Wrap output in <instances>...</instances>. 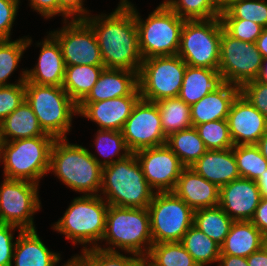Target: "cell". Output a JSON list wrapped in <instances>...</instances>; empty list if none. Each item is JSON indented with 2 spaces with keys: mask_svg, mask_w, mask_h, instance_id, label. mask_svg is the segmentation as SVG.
<instances>
[{
  "mask_svg": "<svg viewBox=\"0 0 267 266\" xmlns=\"http://www.w3.org/2000/svg\"><path fill=\"white\" fill-rule=\"evenodd\" d=\"M94 30L105 68L139 72L143 58L139 50L134 6L128 0L110 15L88 16L84 19Z\"/></svg>",
  "mask_w": 267,
  "mask_h": 266,
  "instance_id": "1",
  "label": "cell"
},
{
  "mask_svg": "<svg viewBox=\"0 0 267 266\" xmlns=\"http://www.w3.org/2000/svg\"><path fill=\"white\" fill-rule=\"evenodd\" d=\"M101 192L109 205L127 208H148L155 194L135 153L102 167Z\"/></svg>",
  "mask_w": 267,
  "mask_h": 266,
  "instance_id": "2",
  "label": "cell"
},
{
  "mask_svg": "<svg viewBox=\"0 0 267 266\" xmlns=\"http://www.w3.org/2000/svg\"><path fill=\"white\" fill-rule=\"evenodd\" d=\"M54 172L65 185L84 195H99L102 166L85 147L56 139L50 153L49 172Z\"/></svg>",
  "mask_w": 267,
  "mask_h": 266,
  "instance_id": "3",
  "label": "cell"
},
{
  "mask_svg": "<svg viewBox=\"0 0 267 266\" xmlns=\"http://www.w3.org/2000/svg\"><path fill=\"white\" fill-rule=\"evenodd\" d=\"M25 100L45 134L55 139L66 138L78 109L62 86L25 82Z\"/></svg>",
  "mask_w": 267,
  "mask_h": 266,
  "instance_id": "4",
  "label": "cell"
},
{
  "mask_svg": "<svg viewBox=\"0 0 267 266\" xmlns=\"http://www.w3.org/2000/svg\"><path fill=\"white\" fill-rule=\"evenodd\" d=\"M100 195H82L74 198L60 220L53 228L71 239L73 244L92 243L91 248H97V241L104 236L106 229V215L109 204ZM97 244V245H96Z\"/></svg>",
  "mask_w": 267,
  "mask_h": 266,
  "instance_id": "5",
  "label": "cell"
},
{
  "mask_svg": "<svg viewBox=\"0 0 267 266\" xmlns=\"http://www.w3.org/2000/svg\"><path fill=\"white\" fill-rule=\"evenodd\" d=\"M102 240L144 259L153 244L148 208L109 205Z\"/></svg>",
  "mask_w": 267,
  "mask_h": 266,
  "instance_id": "6",
  "label": "cell"
},
{
  "mask_svg": "<svg viewBox=\"0 0 267 266\" xmlns=\"http://www.w3.org/2000/svg\"><path fill=\"white\" fill-rule=\"evenodd\" d=\"M55 140L52 136H37L2 142L4 178L39 184V179L49 172L50 153Z\"/></svg>",
  "mask_w": 267,
  "mask_h": 266,
  "instance_id": "7",
  "label": "cell"
},
{
  "mask_svg": "<svg viewBox=\"0 0 267 266\" xmlns=\"http://www.w3.org/2000/svg\"><path fill=\"white\" fill-rule=\"evenodd\" d=\"M138 29L139 50L144 59L177 55L185 20L164 2L144 21L134 7ZM143 20V21H142Z\"/></svg>",
  "mask_w": 267,
  "mask_h": 266,
  "instance_id": "8",
  "label": "cell"
},
{
  "mask_svg": "<svg viewBox=\"0 0 267 266\" xmlns=\"http://www.w3.org/2000/svg\"><path fill=\"white\" fill-rule=\"evenodd\" d=\"M222 28L220 17L185 20L177 55L189 66L218 70Z\"/></svg>",
  "mask_w": 267,
  "mask_h": 266,
  "instance_id": "9",
  "label": "cell"
},
{
  "mask_svg": "<svg viewBox=\"0 0 267 266\" xmlns=\"http://www.w3.org/2000/svg\"><path fill=\"white\" fill-rule=\"evenodd\" d=\"M148 211L153 243L181 242L193 225L194 211L173 191L155 192Z\"/></svg>",
  "mask_w": 267,
  "mask_h": 266,
  "instance_id": "10",
  "label": "cell"
},
{
  "mask_svg": "<svg viewBox=\"0 0 267 266\" xmlns=\"http://www.w3.org/2000/svg\"><path fill=\"white\" fill-rule=\"evenodd\" d=\"M186 66L178 55L144 59L138 72L141 99L157 102L178 97Z\"/></svg>",
  "mask_w": 267,
  "mask_h": 266,
  "instance_id": "11",
  "label": "cell"
},
{
  "mask_svg": "<svg viewBox=\"0 0 267 266\" xmlns=\"http://www.w3.org/2000/svg\"><path fill=\"white\" fill-rule=\"evenodd\" d=\"M262 60L256 43L236 39L222 28L218 71L225 83L241 88L245 83L255 80Z\"/></svg>",
  "mask_w": 267,
  "mask_h": 266,
  "instance_id": "12",
  "label": "cell"
},
{
  "mask_svg": "<svg viewBox=\"0 0 267 266\" xmlns=\"http://www.w3.org/2000/svg\"><path fill=\"white\" fill-rule=\"evenodd\" d=\"M38 184L27 180L4 178L0 185V214L2 224L22 230H34L33 215L41 207Z\"/></svg>",
  "mask_w": 267,
  "mask_h": 266,
  "instance_id": "13",
  "label": "cell"
},
{
  "mask_svg": "<svg viewBox=\"0 0 267 266\" xmlns=\"http://www.w3.org/2000/svg\"><path fill=\"white\" fill-rule=\"evenodd\" d=\"M51 34L61 46L66 66H104L95 32L84 19H71Z\"/></svg>",
  "mask_w": 267,
  "mask_h": 266,
  "instance_id": "14",
  "label": "cell"
},
{
  "mask_svg": "<svg viewBox=\"0 0 267 266\" xmlns=\"http://www.w3.org/2000/svg\"><path fill=\"white\" fill-rule=\"evenodd\" d=\"M122 134L131 153L165 145L167 137L163 132L157 104L140 99L125 122Z\"/></svg>",
  "mask_w": 267,
  "mask_h": 266,
  "instance_id": "15",
  "label": "cell"
},
{
  "mask_svg": "<svg viewBox=\"0 0 267 266\" xmlns=\"http://www.w3.org/2000/svg\"><path fill=\"white\" fill-rule=\"evenodd\" d=\"M146 181L156 192L173 191L185 166L165 144L135 152Z\"/></svg>",
  "mask_w": 267,
  "mask_h": 266,
  "instance_id": "16",
  "label": "cell"
},
{
  "mask_svg": "<svg viewBox=\"0 0 267 266\" xmlns=\"http://www.w3.org/2000/svg\"><path fill=\"white\" fill-rule=\"evenodd\" d=\"M227 122L234 146L257 144L267 132V119L241 93L232 102Z\"/></svg>",
  "mask_w": 267,
  "mask_h": 266,
  "instance_id": "17",
  "label": "cell"
},
{
  "mask_svg": "<svg viewBox=\"0 0 267 266\" xmlns=\"http://www.w3.org/2000/svg\"><path fill=\"white\" fill-rule=\"evenodd\" d=\"M260 200L257 182L239 178L220 187L218 205L234 221H251Z\"/></svg>",
  "mask_w": 267,
  "mask_h": 266,
  "instance_id": "18",
  "label": "cell"
},
{
  "mask_svg": "<svg viewBox=\"0 0 267 266\" xmlns=\"http://www.w3.org/2000/svg\"><path fill=\"white\" fill-rule=\"evenodd\" d=\"M141 96H123L98 102H80L78 114L98 124L102 130L122 131Z\"/></svg>",
  "mask_w": 267,
  "mask_h": 266,
  "instance_id": "19",
  "label": "cell"
},
{
  "mask_svg": "<svg viewBox=\"0 0 267 266\" xmlns=\"http://www.w3.org/2000/svg\"><path fill=\"white\" fill-rule=\"evenodd\" d=\"M48 35L42 44L38 43L42 45L38 63L35 68L26 70V82L62 86L66 65L61 46L51 33Z\"/></svg>",
  "mask_w": 267,
  "mask_h": 266,
  "instance_id": "20",
  "label": "cell"
},
{
  "mask_svg": "<svg viewBox=\"0 0 267 266\" xmlns=\"http://www.w3.org/2000/svg\"><path fill=\"white\" fill-rule=\"evenodd\" d=\"M123 96H141L138 73L126 69L104 68L96 84L81 102H98Z\"/></svg>",
  "mask_w": 267,
  "mask_h": 266,
  "instance_id": "21",
  "label": "cell"
},
{
  "mask_svg": "<svg viewBox=\"0 0 267 266\" xmlns=\"http://www.w3.org/2000/svg\"><path fill=\"white\" fill-rule=\"evenodd\" d=\"M173 192L193 211L215 207L219 204L220 188L190 167L182 170Z\"/></svg>",
  "mask_w": 267,
  "mask_h": 266,
  "instance_id": "22",
  "label": "cell"
},
{
  "mask_svg": "<svg viewBox=\"0 0 267 266\" xmlns=\"http://www.w3.org/2000/svg\"><path fill=\"white\" fill-rule=\"evenodd\" d=\"M190 168L219 188L240 178L233 147L207 150Z\"/></svg>",
  "mask_w": 267,
  "mask_h": 266,
  "instance_id": "23",
  "label": "cell"
},
{
  "mask_svg": "<svg viewBox=\"0 0 267 266\" xmlns=\"http://www.w3.org/2000/svg\"><path fill=\"white\" fill-rule=\"evenodd\" d=\"M240 87L225 83L220 89L211 92L191 105L192 127L210 122L227 119L230 107Z\"/></svg>",
  "mask_w": 267,
  "mask_h": 266,
  "instance_id": "24",
  "label": "cell"
},
{
  "mask_svg": "<svg viewBox=\"0 0 267 266\" xmlns=\"http://www.w3.org/2000/svg\"><path fill=\"white\" fill-rule=\"evenodd\" d=\"M15 266H55L60 254L50 251L40 240L37 230H19L13 259Z\"/></svg>",
  "mask_w": 267,
  "mask_h": 266,
  "instance_id": "25",
  "label": "cell"
},
{
  "mask_svg": "<svg viewBox=\"0 0 267 266\" xmlns=\"http://www.w3.org/2000/svg\"><path fill=\"white\" fill-rule=\"evenodd\" d=\"M224 84L223 76L218 70L187 65L178 97L191 106Z\"/></svg>",
  "mask_w": 267,
  "mask_h": 266,
  "instance_id": "26",
  "label": "cell"
},
{
  "mask_svg": "<svg viewBox=\"0 0 267 266\" xmlns=\"http://www.w3.org/2000/svg\"><path fill=\"white\" fill-rule=\"evenodd\" d=\"M262 233L251 221H234L220 246L221 255L248 257L262 247Z\"/></svg>",
  "mask_w": 267,
  "mask_h": 266,
  "instance_id": "27",
  "label": "cell"
},
{
  "mask_svg": "<svg viewBox=\"0 0 267 266\" xmlns=\"http://www.w3.org/2000/svg\"><path fill=\"white\" fill-rule=\"evenodd\" d=\"M0 136L2 142H8L51 135L44 133L30 105L24 100L19 107L0 122ZM9 137L11 140L8 139Z\"/></svg>",
  "mask_w": 267,
  "mask_h": 266,
  "instance_id": "28",
  "label": "cell"
},
{
  "mask_svg": "<svg viewBox=\"0 0 267 266\" xmlns=\"http://www.w3.org/2000/svg\"><path fill=\"white\" fill-rule=\"evenodd\" d=\"M104 68L93 65L66 66L62 87L78 105L96 84Z\"/></svg>",
  "mask_w": 267,
  "mask_h": 266,
  "instance_id": "29",
  "label": "cell"
},
{
  "mask_svg": "<svg viewBox=\"0 0 267 266\" xmlns=\"http://www.w3.org/2000/svg\"><path fill=\"white\" fill-rule=\"evenodd\" d=\"M166 145L185 167L193 165L208 150L195 127L169 135L166 138Z\"/></svg>",
  "mask_w": 267,
  "mask_h": 266,
  "instance_id": "30",
  "label": "cell"
},
{
  "mask_svg": "<svg viewBox=\"0 0 267 266\" xmlns=\"http://www.w3.org/2000/svg\"><path fill=\"white\" fill-rule=\"evenodd\" d=\"M234 220L218 205L194 211L193 225L220 246Z\"/></svg>",
  "mask_w": 267,
  "mask_h": 266,
  "instance_id": "31",
  "label": "cell"
},
{
  "mask_svg": "<svg viewBox=\"0 0 267 266\" xmlns=\"http://www.w3.org/2000/svg\"><path fill=\"white\" fill-rule=\"evenodd\" d=\"M166 137L192 127L191 106L179 97L165 98L155 102Z\"/></svg>",
  "mask_w": 267,
  "mask_h": 266,
  "instance_id": "32",
  "label": "cell"
},
{
  "mask_svg": "<svg viewBox=\"0 0 267 266\" xmlns=\"http://www.w3.org/2000/svg\"><path fill=\"white\" fill-rule=\"evenodd\" d=\"M143 266H198L181 242L153 243Z\"/></svg>",
  "mask_w": 267,
  "mask_h": 266,
  "instance_id": "33",
  "label": "cell"
},
{
  "mask_svg": "<svg viewBox=\"0 0 267 266\" xmlns=\"http://www.w3.org/2000/svg\"><path fill=\"white\" fill-rule=\"evenodd\" d=\"M182 245L192 256L198 266L219 262L221 255L220 245L205 235L196 226L192 225L183 235Z\"/></svg>",
  "mask_w": 267,
  "mask_h": 266,
  "instance_id": "34",
  "label": "cell"
},
{
  "mask_svg": "<svg viewBox=\"0 0 267 266\" xmlns=\"http://www.w3.org/2000/svg\"><path fill=\"white\" fill-rule=\"evenodd\" d=\"M240 178L256 181L267 169V160L256 144L233 146Z\"/></svg>",
  "mask_w": 267,
  "mask_h": 266,
  "instance_id": "35",
  "label": "cell"
},
{
  "mask_svg": "<svg viewBox=\"0 0 267 266\" xmlns=\"http://www.w3.org/2000/svg\"><path fill=\"white\" fill-rule=\"evenodd\" d=\"M94 144H96L97 151L100 153V155L108 158V160L104 159V161H101L90 152V154L102 167L113 164L114 162L131 154V151L126 145L122 131L99 129L97 130V136ZM121 150L124 151V153L121 154L118 159L111 158L114 155L118 156Z\"/></svg>",
  "mask_w": 267,
  "mask_h": 266,
  "instance_id": "36",
  "label": "cell"
},
{
  "mask_svg": "<svg viewBox=\"0 0 267 266\" xmlns=\"http://www.w3.org/2000/svg\"><path fill=\"white\" fill-rule=\"evenodd\" d=\"M220 19H246L266 28L267 1L232 0L229 7L220 13Z\"/></svg>",
  "mask_w": 267,
  "mask_h": 266,
  "instance_id": "37",
  "label": "cell"
},
{
  "mask_svg": "<svg viewBox=\"0 0 267 266\" xmlns=\"http://www.w3.org/2000/svg\"><path fill=\"white\" fill-rule=\"evenodd\" d=\"M80 256L86 261L88 266H143V259L133 254V257H126L113 247L88 248L82 251Z\"/></svg>",
  "mask_w": 267,
  "mask_h": 266,
  "instance_id": "38",
  "label": "cell"
},
{
  "mask_svg": "<svg viewBox=\"0 0 267 266\" xmlns=\"http://www.w3.org/2000/svg\"><path fill=\"white\" fill-rule=\"evenodd\" d=\"M31 42L29 37L15 41L0 40V86L13 85V83H7V79L16 70L23 52Z\"/></svg>",
  "mask_w": 267,
  "mask_h": 266,
  "instance_id": "39",
  "label": "cell"
},
{
  "mask_svg": "<svg viewBox=\"0 0 267 266\" xmlns=\"http://www.w3.org/2000/svg\"><path fill=\"white\" fill-rule=\"evenodd\" d=\"M194 127L208 150H225L234 146L227 119L210 121Z\"/></svg>",
  "mask_w": 267,
  "mask_h": 266,
  "instance_id": "40",
  "label": "cell"
},
{
  "mask_svg": "<svg viewBox=\"0 0 267 266\" xmlns=\"http://www.w3.org/2000/svg\"><path fill=\"white\" fill-rule=\"evenodd\" d=\"M164 3L184 20H205L220 17L209 0H167Z\"/></svg>",
  "mask_w": 267,
  "mask_h": 266,
  "instance_id": "41",
  "label": "cell"
},
{
  "mask_svg": "<svg viewBox=\"0 0 267 266\" xmlns=\"http://www.w3.org/2000/svg\"><path fill=\"white\" fill-rule=\"evenodd\" d=\"M26 70L16 84L0 86V122L25 100Z\"/></svg>",
  "mask_w": 267,
  "mask_h": 266,
  "instance_id": "42",
  "label": "cell"
},
{
  "mask_svg": "<svg viewBox=\"0 0 267 266\" xmlns=\"http://www.w3.org/2000/svg\"><path fill=\"white\" fill-rule=\"evenodd\" d=\"M223 29L232 37L248 43H256L264 29L250 20L221 19Z\"/></svg>",
  "mask_w": 267,
  "mask_h": 266,
  "instance_id": "43",
  "label": "cell"
},
{
  "mask_svg": "<svg viewBox=\"0 0 267 266\" xmlns=\"http://www.w3.org/2000/svg\"><path fill=\"white\" fill-rule=\"evenodd\" d=\"M240 93L267 119V84L252 80L240 88Z\"/></svg>",
  "mask_w": 267,
  "mask_h": 266,
  "instance_id": "44",
  "label": "cell"
},
{
  "mask_svg": "<svg viewBox=\"0 0 267 266\" xmlns=\"http://www.w3.org/2000/svg\"><path fill=\"white\" fill-rule=\"evenodd\" d=\"M21 228L11 224L0 225V266H13L12 259L16 242H13L14 229Z\"/></svg>",
  "mask_w": 267,
  "mask_h": 266,
  "instance_id": "45",
  "label": "cell"
},
{
  "mask_svg": "<svg viewBox=\"0 0 267 266\" xmlns=\"http://www.w3.org/2000/svg\"><path fill=\"white\" fill-rule=\"evenodd\" d=\"M20 0H0V40H10Z\"/></svg>",
  "mask_w": 267,
  "mask_h": 266,
  "instance_id": "46",
  "label": "cell"
},
{
  "mask_svg": "<svg viewBox=\"0 0 267 266\" xmlns=\"http://www.w3.org/2000/svg\"><path fill=\"white\" fill-rule=\"evenodd\" d=\"M83 2V0H59L60 14L63 15L65 24L67 23L66 19L68 17H72L73 19H85L89 16V12L83 6Z\"/></svg>",
  "mask_w": 267,
  "mask_h": 266,
  "instance_id": "47",
  "label": "cell"
},
{
  "mask_svg": "<svg viewBox=\"0 0 267 266\" xmlns=\"http://www.w3.org/2000/svg\"><path fill=\"white\" fill-rule=\"evenodd\" d=\"M30 5L45 18L60 15L59 0H30Z\"/></svg>",
  "mask_w": 267,
  "mask_h": 266,
  "instance_id": "48",
  "label": "cell"
},
{
  "mask_svg": "<svg viewBox=\"0 0 267 266\" xmlns=\"http://www.w3.org/2000/svg\"><path fill=\"white\" fill-rule=\"evenodd\" d=\"M251 222L260 230L262 235H267V198L261 197Z\"/></svg>",
  "mask_w": 267,
  "mask_h": 266,
  "instance_id": "49",
  "label": "cell"
},
{
  "mask_svg": "<svg viewBox=\"0 0 267 266\" xmlns=\"http://www.w3.org/2000/svg\"><path fill=\"white\" fill-rule=\"evenodd\" d=\"M249 266H267V252L261 247L246 258Z\"/></svg>",
  "mask_w": 267,
  "mask_h": 266,
  "instance_id": "50",
  "label": "cell"
},
{
  "mask_svg": "<svg viewBox=\"0 0 267 266\" xmlns=\"http://www.w3.org/2000/svg\"><path fill=\"white\" fill-rule=\"evenodd\" d=\"M218 266H249L246 257L220 255Z\"/></svg>",
  "mask_w": 267,
  "mask_h": 266,
  "instance_id": "51",
  "label": "cell"
},
{
  "mask_svg": "<svg viewBox=\"0 0 267 266\" xmlns=\"http://www.w3.org/2000/svg\"><path fill=\"white\" fill-rule=\"evenodd\" d=\"M256 46L263 58H267V27L262 30L261 35L256 40Z\"/></svg>",
  "mask_w": 267,
  "mask_h": 266,
  "instance_id": "52",
  "label": "cell"
},
{
  "mask_svg": "<svg viewBox=\"0 0 267 266\" xmlns=\"http://www.w3.org/2000/svg\"><path fill=\"white\" fill-rule=\"evenodd\" d=\"M261 197L267 198V169L256 180Z\"/></svg>",
  "mask_w": 267,
  "mask_h": 266,
  "instance_id": "53",
  "label": "cell"
},
{
  "mask_svg": "<svg viewBox=\"0 0 267 266\" xmlns=\"http://www.w3.org/2000/svg\"><path fill=\"white\" fill-rule=\"evenodd\" d=\"M255 80L267 84V58H263L259 74Z\"/></svg>",
  "mask_w": 267,
  "mask_h": 266,
  "instance_id": "54",
  "label": "cell"
},
{
  "mask_svg": "<svg viewBox=\"0 0 267 266\" xmlns=\"http://www.w3.org/2000/svg\"><path fill=\"white\" fill-rule=\"evenodd\" d=\"M209 1L221 13L229 7L232 0H209Z\"/></svg>",
  "mask_w": 267,
  "mask_h": 266,
  "instance_id": "55",
  "label": "cell"
},
{
  "mask_svg": "<svg viewBox=\"0 0 267 266\" xmlns=\"http://www.w3.org/2000/svg\"><path fill=\"white\" fill-rule=\"evenodd\" d=\"M256 145L263 157L267 160V132L258 140Z\"/></svg>",
  "mask_w": 267,
  "mask_h": 266,
  "instance_id": "56",
  "label": "cell"
},
{
  "mask_svg": "<svg viewBox=\"0 0 267 266\" xmlns=\"http://www.w3.org/2000/svg\"><path fill=\"white\" fill-rule=\"evenodd\" d=\"M63 266H88L86 261L79 255L73 256L71 260H68Z\"/></svg>",
  "mask_w": 267,
  "mask_h": 266,
  "instance_id": "57",
  "label": "cell"
},
{
  "mask_svg": "<svg viewBox=\"0 0 267 266\" xmlns=\"http://www.w3.org/2000/svg\"><path fill=\"white\" fill-rule=\"evenodd\" d=\"M262 248L267 252V235L262 237Z\"/></svg>",
  "mask_w": 267,
  "mask_h": 266,
  "instance_id": "58",
  "label": "cell"
},
{
  "mask_svg": "<svg viewBox=\"0 0 267 266\" xmlns=\"http://www.w3.org/2000/svg\"><path fill=\"white\" fill-rule=\"evenodd\" d=\"M1 146H2V139H1V136H0V162H1Z\"/></svg>",
  "mask_w": 267,
  "mask_h": 266,
  "instance_id": "59",
  "label": "cell"
},
{
  "mask_svg": "<svg viewBox=\"0 0 267 266\" xmlns=\"http://www.w3.org/2000/svg\"><path fill=\"white\" fill-rule=\"evenodd\" d=\"M2 224L1 214H0V225Z\"/></svg>",
  "mask_w": 267,
  "mask_h": 266,
  "instance_id": "60",
  "label": "cell"
}]
</instances>
